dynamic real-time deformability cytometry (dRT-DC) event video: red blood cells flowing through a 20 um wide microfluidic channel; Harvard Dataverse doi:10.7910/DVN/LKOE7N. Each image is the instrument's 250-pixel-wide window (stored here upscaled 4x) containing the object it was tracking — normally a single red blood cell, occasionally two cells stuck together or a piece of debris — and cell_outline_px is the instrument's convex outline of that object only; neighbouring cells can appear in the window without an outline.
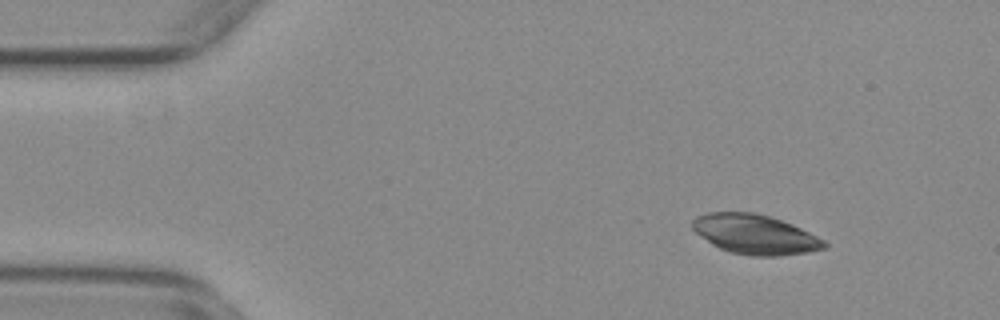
{"species": "common noctule bat (a hibernating species)", "species_latin": "Nyctalus noctula", "temperature_condition": "warm", "stored_images_in_passage": 54, "camera_frame_rate_fps": 3000, "um_per_image_px": 0.085, "animal": {"sex": "female", "body_mass_g": 29.2, "forearm_length_mm": 56.3}, "frame": {"image": 1, "passage_image": 6, "time_ms": 1.667, "image_size_px": [1000, 320], "cell_outline_px": [[828, 248], [808, 252], [776, 256], [752, 256], [732, 252], [720, 248], [712, 244], [696, 232], [692, 228], [692, 220], [696, 216], [708, 212], [756, 212], [792, 224], [824, 240], [828, 244]], "centroid_in_image_um": [64.18, 19.92], "position_along_channel_um": 20.8, "area_um2": 30.29}}